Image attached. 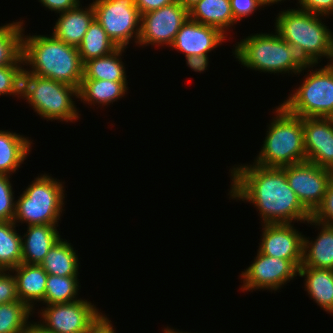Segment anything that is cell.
Masks as SVG:
<instances>
[{
	"label": "cell",
	"mask_w": 333,
	"mask_h": 333,
	"mask_svg": "<svg viewBox=\"0 0 333 333\" xmlns=\"http://www.w3.org/2000/svg\"><path fill=\"white\" fill-rule=\"evenodd\" d=\"M111 320L107 315L102 314L100 318L88 329L87 333H116Z\"/></svg>",
	"instance_id": "obj_41"
},
{
	"label": "cell",
	"mask_w": 333,
	"mask_h": 333,
	"mask_svg": "<svg viewBox=\"0 0 333 333\" xmlns=\"http://www.w3.org/2000/svg\"><path fill=\"white\" fill-rule=\"evenodd\" d=\"M32 141L16 132L0 130V175H11L31 151Z\"/></svg>",
	"instance_id": "obj_23"
},
{
	"label": "cell",
	"mask_w": 333,
	"mask_h": 333,
	"mask_svg": "<svg viewBox=\"0 0 333 333\" xmlns=\"http://www.w3.org/2000/svg\"><path fill=\"white\" fill-rule=\"evenodd\" d=\"M184 8L189 10L192 6L198 3L200 0H177Z\"/></svg>",
	"instance_id": "obj_43"
},
{
	"label": "cell",
	"mask_w": 333,
	"mask_h": 333,
	"mask_svg": "<svg viewBox=\"0 0 333 333\" xmlns=\"http://www.w3.org/2000/svg\"><path fill=\"white\" fill-rule=\"evenodd\" d=\"M69 241L60 238L48 251L40 264L51 275L78 276L79 260Z\"/></svg>",
	"instance_id": "obj_25"
},
{
	"label": "cell",
	"mask_w": 333,
	"mask_h": 333,
	"mask_svg": "<svg viewBox=\"0 0 333 333\" xmlns=\"http://www.w3.org/2000/svg\"><path fill=\"white\" fill-rule=\"evenodd\" d=\"M309 65L303 83L281 104L289 113L303 117L330 118L333 115V64L321 68Z\"/></svg>",
	"instance_id": "obj_8"
},
{
	"label": "cell",
	"mask_w": 333,
	"mask_h": 333,
	"mask_svg": "<svg viewBox=\"0 0 333 333\" xmlns=\"http://www.w3.org/2000/svg\"><path fill=\"white\" fill-rule=\"evenodd\" d=\"M317 222L333 226V178L331 179L322 203L311 214Z\"/></svg>",
	"instance_id": "obj_34"
},
{
	"label": "cell",
	"mask_w": 333,
	"mask_h": 333,
	"mask_svg": "<svg viewBox=\"0 0 333 333\" xmlns=\"http://www.w3.org/2000/svg\"><path fill=\"white\" fill-rule=\"evenodd\" d=\"M188 13L189 19L215 27L225 35L229 28L237 24L231 11L230 0H200Z\"/></svg>",
	"instance_id": "obj_22"
},
{
	"label": "cell",
	"mask_w": 333,
	"mask_h": 333,
	"mask_svg": "<svg viewBox=\"0 0 333 333\" xmlns=\"http://www.w3.org/2000/svg\"><path fill=\"white\" fill-rule=\"evenodd\" d=\"M16 280L11 270H0V304L17 301Z\"/></svg>",
	"instance_id": "obj_35"
},
{
	"label": "cell",
	"mask_w": 333,
	"mask_h": 333,
	"mask_svg": "<svg viewBox=\"0 0 333 333\" xmlns=\"http://www.w3.org/2000/svg\"><path fill=\"white\" fill-rule=\"evenodd\" d=\"M237 43L232 53L241 65L249 69L270 74L299 75L309 68L298 50L284 41L276 31L274 34H251Z\"/></svg>",
	"instance_id": "obj_4"
},
{
	"label": "cell",
	"mask_w": 333,
	"mask_h": 333,
	"mask_svg": "<svg viewBox=\"0 0 333 333\" xmlns=\"http://www.w3.org/2000/svg\"><path fill=\"white\" fill-rule=\"evenodd\" d=\"M281 1H285V0H260V2H261V5L263 6V8L264 7H266V6H271V5H273V4H277V3H280Z\"/></svg>",
	"instance_id": "obj_44"
},
{
	"label": "cell",
	"mask_w": 333,
	"mask_h": 333,
	"mask_svg": "<svg viewBox=\"0 0 333 333\" xmlns=\"http://www.w3.org/2000/svg\"><path fill=\"white\" fill-rule=\"evenodd\" d=\"M298 9L328 17L333 15V0H298Z\"/></svg>",
	"instance_id": "obj_37"
},
{
	"label": "cell",
	"mask_w": 333,
	"mask_h": 333,
	"mask_svg": "<svg viewBox=\"0 0 333 333\" xmlns=\"http://www.w3.org/2000/svg\"><path fill=\"white\" fill-rule=\"evenodd\" d=\"M58 224L27 226L22 235V263L40 265L50 248L61 238Z\"/></svg>",
	"instance_id": "obj_20"
},
{
	"label": "cell",
	"mask_w": 333,
	"mask_h": 333,
	"mask_svg": "<svg viewBox=\"0 0 333 333\" xmlns=\"http://www.w3.org/2000/svg\"><path fill=\"white\" fill-rule=\"evenodd\" d=\"M24 20L0 26V67L15 65L23 55Z\"/></svg>",
	"instance_id": "obj_27"
},
{
	"label": "cell",
	"mask_w": 333,
	"mask_h": 333,
	"mask_svg": "<svg viewBox=\"0 0 333 333\" xmlns=\"http://www.w3.org/2000/svg\"><path fill=\"white\" fill-rule=\"evenodd\" d=\"M163 332L164 333H189V332H184V331L182 332V331H179L178 329L176 330V329L170 328L168 326H167V328H165L163 330Z\"/></svg>",
	"instance_id": "obj_45"
},
{
	"label": "cell",
	"mask_w": 333,
	"mask_h": 333,
	"mask_svg": "<svg viewBox=\"0 0 333 333\" xmlns=\"http://www.w3.org/2000/svg\"><path fill=\"white\" fill-rule=\"evenodd\" d=\"M322 17L297 8L279 11L275 17V31L308 65H317L322 57L333 62V32Z\"/></svg>",
	"instance_id": "obj_3"
},
{
	"label": "cell",
	"mask_w": 333,
	"mask_h": 333,
	"mask_svg": "<svg viewBox=\"0 0 333 333\" xmlns=\"http://www.w3.org/2000/svg\"><path fill=\"white\" fill-rule=\"evenodd\" d=\"M127 81H109L96 79H82L78 89V99L81 102L95 106H108L118 101L128 92Z\"/></svg>",
	"instance_id": "obj_24"
},
{
	"label": "cell",
	"mask_w": 333,
	"mask_h": 333,
	"mask_svg": "<svg viewBox=\"0 0 333 333\" xmlns=\"http://www.w3.org/2000/svg\"><path fill=\"white\" fill-rule=\"evenodd\" d=\"M230 5L232 14L237 23L241 21L242 18H246V16L250 17L257 9L260 10L262 8L260 0H230Z\"/></svg>",
	"instance_id": "obj_36"
},
{
	"label": "cell",
	"mask_w": 333,
	"mask_h": 333,
	"mask_svg": "<svg viewBox=\"0 0 333 333\" xmlns=\"http://www.w3.org/2000/svg\"><path fill=\"white\" fill-rule=\"evenodd\" d=\"M9 175H0V221H13L16 200Z\"/></svg>",
	"instance_id": "obj_33"
},
{
	"label": "cell",
	"mask_w": 333,
	"mask_h": 333,
	"mask_svg": "<svg viewBox=\"0 0 333 333\" xmlns=\"http://www.w3.org/2000/svg\"><path fill=\"white\" fill-rule=\"evenodd\" d=\"M23 60L27 73L46 77L72 87H80L83 63L78 48L68 45L53 34L23 35Z\"/></svg>",
	"instance_id": "obj_2"
},
{
	"label": "cell",
	"mask_w": 333,
	"mask_h": 333,
	"mask_svg": "<svg viewBox=\"0 0 333 333\" xmlns=\"http://www.w3.org/2000/svg\"><path fill=\"white\" fill-rule=\"evenodd\" d=\"M25 333H54L43 328L38 322H30Z\"/></svg>",
	"instance_id": "obj_42"
},
{
	"label": "cell",
	"mask_w": 333,
	"mask_h": 333,
	"mask_svg": "<svg viewBox=\"0 0 333 333\" xmlns=\"http://www.w3.org/2000/svg\"><path fill=\"white\" fill-rule=\"evenodd\" d=\"M16 280L18 299L25 303L32 311L37 302L44 304L46 281L48 273L38 264L21 263L11 269ZM36 302V303H34Z\"/></svg>",
	"instance_id": "obj_17"
},
{
	"label": "cell",
	"mask_w": 333,
	"mask_h": 333,
	"mask_svg": "<svg viewBox=\"0 0 333 333\" xmlns=\"http://www.w3.org/2000/svg\"><path fill=\"white\" fill-rule=\"evenodd\" d=\"M126 48H117L111 54L93 58L83 63V78L109 81H127L122 53Z\"/></svg>",
	"instance_id": "obj_26"
},
{
	"label": "cell",
	"mask_w": 333,
	"mask_h": 333,
	"mask_svg": "<svg viewBox=\"0 0 333 333\" xmlns=\"http://www.w3.org/2000/svg\"><path fill=\"white\" fill-rule=\"evenodd\" d=\"M87 7L83 9L82 4H79L73 9L60 13L52 34L60 41L78 47L95 19L92 3Z\"/></svg>",
	"instance_id": "obj_18"
},
{
	"label": "cell",
	"mask_w": 333,
	"mask_h": 333,
	"mask_svg": "<svg viewBox=\"0 0 333 333\" xmlns=\"http://www.w3.org/2000/svg\"><path fill=\"white\" fill-rule=\"evenodd\" d=\"M232 199L252 203L259 211L262 224L306 223L311 213L290 188L282 168L253 164L235 165L230 169Z\"/></svg>",
	"instance_id": "obj_1"
},
{
	"label": "cell",
	"mask_w": 333,
	"mask_h": 333,
	"mask_svg": "<svg viewBox=\"0 0 333 333\" xmlns=\"http://www.w3.org/2000/svg\"><path fill=\"white\" fill-rule=\"evenodd\" d=\"M64 182L50 175H38L16 200L13 222L29 225L58 224L64 211Z\"/></svg>",
	"instance_id": "obj_7"
},
{
	"label": "cell",
	"mask_w": 333,
	"mask_h": 333,
	"mask_svg": "<svg viewBox=\"0 0 333 333\" xmlns=\"http://www.w3.org/2000/svg\"><path fill=\"white\" fill-rule=\"evenodd\" d=\"M275 108V117L267 125L261 151L253 163L261 167L282 168L307 161L302 118L289 113L281 103Z\"/></svg>",
	"instance_id": "obj_5"
},
{
	"label": "cell",
	"mask_w": 333,
	"mask_h": 333,
	"mask_svg": "<svg viewBox=\"0 0 333 333\" xmlns=\"http://www.w3.org/2000/svg\"><path fill=\"white\" fill-rule=\"evenodd\" d=\"M290 188L312 214L322 203L333 171L309 161L282 167Z\"/></svg>",
	"instance_id": "obj_11"
},
{
	"label": "cell",
	"mask_w": 333,
	"mask_h": 333,
	"mask_svg": "<svg viewBox=\"0 0 333 333\" xmlns=\"http://www.w3.org/2000/svg\"><path fill=\"white\" fill-rule=\"evenodd\" d=\"M174 2H177V0H135V5L139 9L140 14H145Z\"/></svg>",
	"instance_id": "obj_39"
},
{
	"label": "cell",
	"mask_w": 333,
	"mask_h": 333,
	"mask_svg": "<svg viewBox=\"0 0 333 333\" xmlns=\"http://www.w3.org/2000/svg\"><path fill=\"white\" fill-rule=\"evenodd\" d=\"M258 250L267 256L290 260L298 269L303 258L304 235L292 223L263 224Z\"/></svg>",
	"instance_id": "obj_14"
},
{
	"label": "cell",
	"mask_w": 333,
	"mask_h": 333,
	"mask_svg": "<svg viewBox=\"0 0 333 333\" xmlns=\"http://www.w3.org/2000/svg\"><path fill=\"white\" fill-rule=\"evenodd\" d=\"M33 313L20 300L0 304V333H25L30 323L29 316Z\"/></svg>",
	"instance_id": "obj_31"
},
{
	"label": "cell",
	"mask_w": 333,
	"mask_h": 333,
	"mask_svg": "<svg viewBox=\"0 0 333 333\" xmlns=\"http://www.w3.org/2000/svg\"><path fill=\"white\" fill-rule=\"evenodd\" d=\"M298 276L305 277V291L329 314H333V269L299 267Z\"/></svg>",
	"instance_id": "obj_21"
},
{
	"label": "cell",
	"mask_w": 333,
	"mask_h": 333,
	"mask_svg": "<svg viewBox=\"0 0 333 333\" xmlns=\"http://www.w3.org/2000/svg\"><path fill=\"white\" fill-rule=\"evenodd\" d=\"M47 9L54 11L55 13H63L70 9L77 7L80 0H38Z\"/></svg>",
	"instance_id": "obj_38"
},
{
	"label": "cell",
	"mask_w": 333,
	"mask_h": 333,
	"mask_svg": "<svg viewBox=\"0 0 333 333\" xmlns=\"http://www.w3.org/2000/svg\"><path fill=\"white\" fill-rule=\"evenodd\" d=\"M307 223L315 225V228L318 226L317 228L321 231L318 232L319 235L314 241L304 236L300 267L333 269V226L317 222L312 217Z\"/></svg>",
	"instance_id": "obj_19"
},
{
	"label": "cell",
	"mask_w": 333,
	"mask_h": 333,
	"mask_svg": "<svg viewBox=\"0 0 333 333\" xmlns=\"http://www.w3.org/2000/svg\"><path fill=\"white\" fill-rule=\"evenodd\" d=\"M189 18V13L178 1L157 10L141 14V30L137 45L170 47L176 34Z\"/></svg>",
	"instance_id": "obj_12"
},
{
	"label": "cell",
	"mask_w": 333,
	"mask_h": 333,
	"mask_svg": "<svg viewBox=\"0 0 333 333\" xmlns=\"http://www.w3.org/2000/svg\"><path fill=\"white\" fill-rule=\"evenodd\" d=\"M78 276H56L48 274L44 305L60 304L79 300ZM78 298V299H77Z\"/></svg>",
	"instance_id": "obj_30"
},
{
	"label": "cell",
	"mask_w": 333,
	"mask_h": 333,
	"mask_svg": "<svg viewBox=\"0 0 333 333\" xmlns=\"http://www.w3.org/2000/svg\"><path fill=\"white\" fill-rule=\"evenodd\" d=\"M23 57L15 64L0 67V96L13 95L21 99Z\"/></svg>",
	"instance_id": "obj_32"
},
{
	"label": "cell",
	"mask_w": 333,
	"mask_h": 333,
	"mask_svg": "<svg viewBox=\"0 0 333 333\" xmlns=\"http://www.w3.org/2000/svg\"><path fill=\"white\" fill-rule=\"evenodd\" d=\"M78 87L46 78L23 70L21 98L43 119L60 122L77 121L79 111L73 101L78 98ZM73 98V99H72Z\"/></svg>",
	"instance_id": "obj_6"
},
{
	"label": "cell",
	"mask_w": 333,
	"mask_h": 333,
	"mask_svg": "<svg viewBox=\"0 0 333 333\" xmlns=\"http://www.w3.org/2000/svg\"><path fill=\"white\" fill-rule=\"evenodd\" d=\"M208 55H193L186 57V64L187 66L195 71L202 73L203 71L207 70L209 65Z\"/></svg>",
	"instance_id": "obj_40"
},
{
	"label": "cell",
	"mask_w": 333,
	"mask_h": 333,
	"mask_svg": "<svg viewBox=\"0 0 333 333\" xmlns=\"http://www.w3.org/2000/svg\"><path fill=\"white\" fill-rule=\"evenodd\" d=\"M13 221H0V270H11L22 263V237Z\"/></svg>",
	"instance_id": "obj_28"
},
{
	"label": "cell",
	"mask_w": 333,
	"mask_h": 333,
	"mask_svg": "<svg viewBox=\"0 0 333 333\" xmlns=\"http://www.w3.org/2000/svg\"><path fill=\"white\" fill-rule=\"evenodd\" d=\"M77 48L81 62L85 63L90 59L111 54L117 46L107 36L100 23L94 19Z\"/></svg>",
	"instance_id": "obj_29"
},
{
	"label": "cell",
	"mask_w": 333,
	"mask_h": 333,
	"mask_svg": "<svg viewBox=\"0 0 333 333\" xmlns=\"http://www.w3.org/2000/svg\"><path fill=\"white\" fill-rule=\"evenodd\" d=\"M257 256L240 277L243 279L244 291L260 290L277 291L298 275V268L290 261L267 256L257 250Z\"/></svg>",
	"instance_id": "obj_13"
},
{
	"label": "cell",
	"mask_w": 333,
	"mask_h": 333,
	"mask_svg": "<svg viewBox=\"0 0 333 333\" xmlns=\"http://www.w3.org/2000/svg\"><path fill=\"white\" fill-rule=\"evenodd\" d=\"M227 36L215 27L188 18L176 34L170 48L183 52L185 57L208 55L212 50L222 45Z\"/></svg>",
	"instance_id": "obj_16"
},
{
	"label": "cell",
	"mask_w": 333,
	"mask_h": 333,
	"mask_svg": "<svg viewBox=\"0 0 333 333\" xmlns=\"http://www.w3.org/2000/svg\"><path fill=\"white\" fill-rule=\"evenodd\" d=\"M41 311L40 318L43 321L40 320L38 323L54 333H87L103 314L94 304L82 298L67 303L46 305Z\"/></svg>",
	"instance_id": "obj_10"
},
{
	"label": "cell",
	"mask_w": 333,
	"mask_h": 333,
	"mask_svg": "<svg viewBox=\"0 0 333 333\" xmlns=\"http://www.w3.org/2000/svg\"><path fill=\"white\" fill-rule=\"evenodd\" d=\"M95 19L117 48H128L129 41L138 43L141 14L135 0H93Z\"/></svg>",
	"instance_id": "obj_9"
},
{
	"label": "cell",
	"mask_w": 333,
	"mask_h": 333,
	"mask_svg": "<svg viewBox=\"0 0 333 333\" xmlns=\"http://www.w3.org/2000/svg\"><path fill=\"white\" fill-rule=\"evenodd\" d=\"M303 138L307 161L333 171V121L303 117Z\"/></svg>",
	"instance_id": "obj_15"
}]
</instances>
